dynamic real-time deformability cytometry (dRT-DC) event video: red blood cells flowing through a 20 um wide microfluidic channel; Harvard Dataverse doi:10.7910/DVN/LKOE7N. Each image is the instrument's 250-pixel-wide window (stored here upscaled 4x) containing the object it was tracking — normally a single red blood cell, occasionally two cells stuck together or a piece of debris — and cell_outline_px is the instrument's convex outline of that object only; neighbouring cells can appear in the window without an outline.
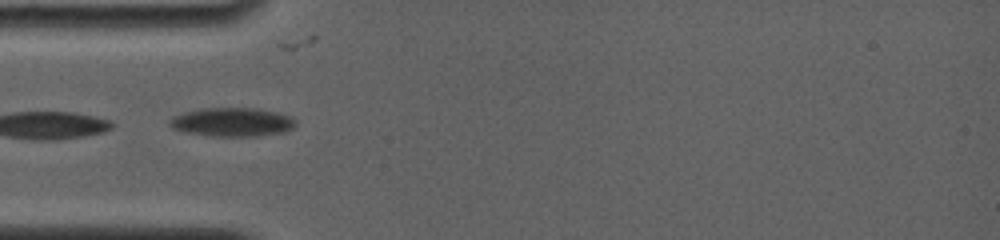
{"species": "common noctule bat (a hibernating species)", "species_latin": "Nyctalus noctula", "temperature_condition": "room temperature", "stored_images_in_passage": 5, "camera_frame_rate_fps": 4000, "um_per_image_px": 0.085, "animal": {"sex": "female", "body_mass_g": 19.0, "forearm_length_mm": 56.7}, "frame": {"image": 1, "passage_image": 1, "time_ms": 0.0, "image_size_px": [1000, 240], "cell_outline_px": [[296, 124], [292, 128], [284, 132], [256, 136], [212, 136], [184, 132], [172, 128], [168, 124], [168, 120], [184, 112], [200, 108], [256, 108], [276, 112], [292, 116], [296, 120]], "centroid_in_image_um": [19.74, 10.37], "position_along_channel_um": 65.3, "area_um2": 21.21}}
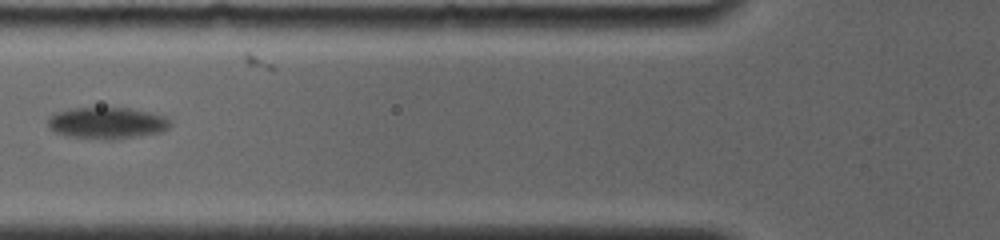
{"frame": {"image": 2, "passage_image": 3, "time_ms": 1.5, "image_size_px": [1000, 240], "cell_outline_px": [[168, 128], [164, 132], [112, 140], [108, 140], [72, 136], [56, 132], [48, 128], [48, 120], [56, 112], [76, 108], [128, 108], [164, 116], [168, 120]], "centroid_in_image_um": [9.1, 10.47], "position_along_channel_um": 116.7, "area_um2": 22.08}}